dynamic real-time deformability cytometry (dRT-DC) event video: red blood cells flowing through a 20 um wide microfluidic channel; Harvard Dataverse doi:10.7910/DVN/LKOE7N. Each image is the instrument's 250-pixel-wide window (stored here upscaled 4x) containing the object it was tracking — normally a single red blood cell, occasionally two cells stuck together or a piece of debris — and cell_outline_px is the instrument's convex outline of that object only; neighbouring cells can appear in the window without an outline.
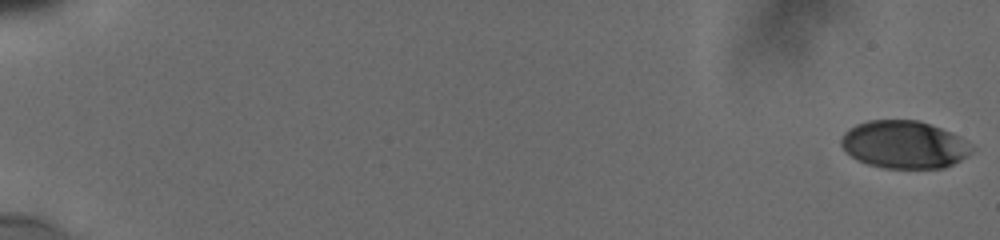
{"species": "human", "species_latin": "Homo sapiens", "temperature_condition": "cold", "stored_images_in_passage": 45, "camera_frame_rate_fps": 3000, "um_per_image_px": 0.085, "donor": {"sex": "male"}, "frame": {"image": 1, "passage_image": 1, "time_ms": 0.0, "image_size_px": [1000, 240], "cell_outline_px": [[976, 148], [972, 152], [960, 160], [944, 168], [884, 168], [868, 164], [852, 156], [840, 144], [840, 140], [844, 132], [848, 128], [856, 124], [868, 120], [916, 120], [940, 128], [960, 136], [972, 144]], "centroid_in_image_um": [76.87, 12.29], "position_along_channel_um": 8.1, "area_um2": 36.24}}
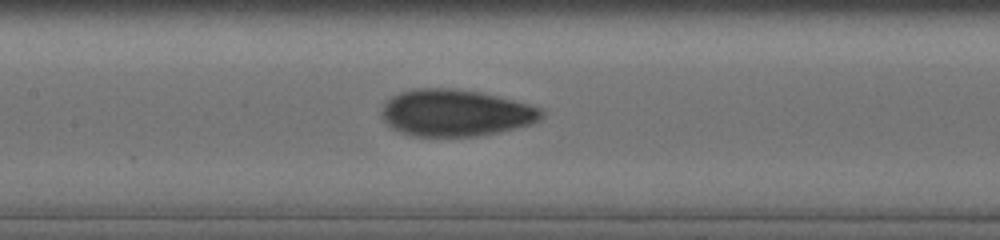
{"frame": {"image": 2, "passage_image": 27, "time_ms": 9.667, "image_size_px": [1000, 240], "cell_outline_px": [[544, 116], [540, 120], [532, 124], [500, 132], [476, 136], [408, 136], [392, 128], [380, 116], [380, 112], [384, 104], [392, 96], [400, 92], [416, 88], [452, 88], [476, 92], [496, 96], [544, 108]], "centroid_in_image_um": [38.72, 9.6], "position_along_channel_um": 168.7, "area_um2": 43.75}}
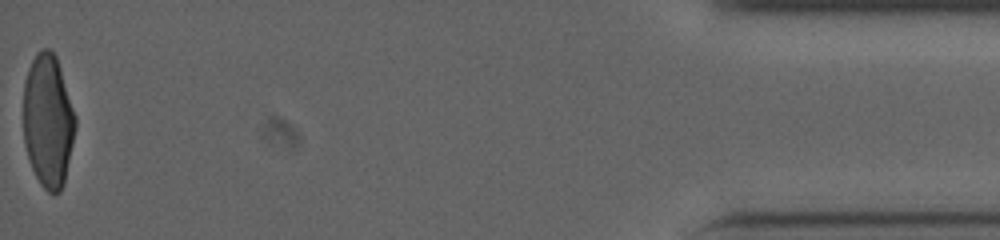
{"frame": {"image": 3, "passage_image": 45, "time_ms": 18.667, "image_size_px": [1000, 240], "cell_outline_px": [[76, 128], [64, 184], [60, 192], [48, 192], [40, 184], [32, 168], [24, 144], [24, 80], [28, 68], [36, 52], [40, 48], [48, 48], [56, 56], [76, 116]], "centroid_in_image_um": [4.09, 10.26], "position_along_channel_um": 431.1, "area_um2": 40.4}, "authors_computed_cell_mechanics": {"area_um2": 40.749, "velocity_mm_per_s": 3.8213, "shape_relaxation_time_tau1_ms": 7.8833, "shape_relaxation_time_tau2_ms": 0.7404, "deformation_change_tau1": 0.2177, "deformation_change_tau2": 0.047}}